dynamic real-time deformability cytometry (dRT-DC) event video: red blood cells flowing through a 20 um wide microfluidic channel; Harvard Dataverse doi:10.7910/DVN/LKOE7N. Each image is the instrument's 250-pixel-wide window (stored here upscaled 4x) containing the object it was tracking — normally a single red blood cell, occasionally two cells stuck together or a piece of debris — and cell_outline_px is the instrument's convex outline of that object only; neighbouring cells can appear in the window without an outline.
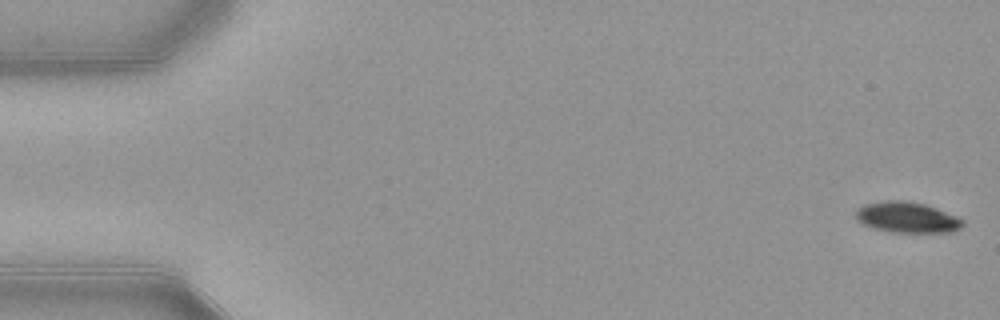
{"species": "common noctule bat (a hibernating species)", "species_latin": "Nyctalus noctula", "temperature_condition": "warm", "stored_images_in_passage": 53, "camera_frame_rate_fps": 3000, "um_per_image_px": 0.085, "animal": {"sex": "female", "body_mass_g": 21.9}, "frame": {"image": 1, "passage_image": 1, "time_ms": 0.0, "image_size_px": [1000, 320], "cell_outline_px": [[964, 224], [960, 228], [952, 232], [892, 232], [872, 228], [856, 220], [856, 212], [864, 204], [888, 200], [904, 200], [924, 204], [936, 208], [956, 216], [964, 220]], "centroid_in_image_um": [77.11, 18.48], "position_along_channel_um": 7.9, "area_um2": 19.07}}
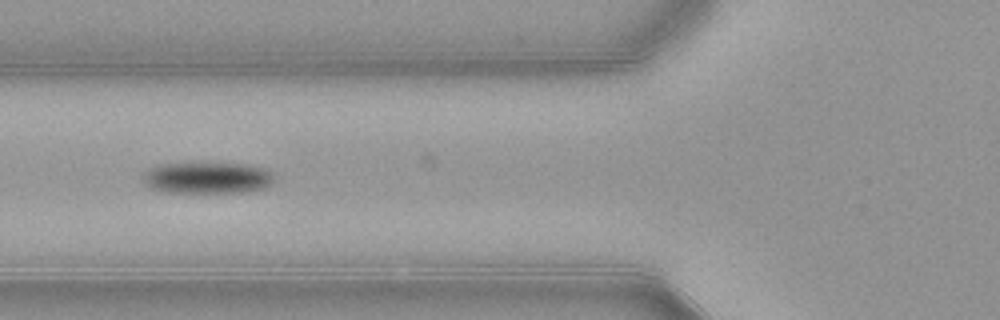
{"frame": {"image": 2, "passage_image": 20, "time_ms": 6.333, "image_size_px": [1000, 320], "cell_outline_px": [[272, 180], [264, 188], [244, 192], [164, 192], [152, 188], [144, 184], [140, 176], [148, 168], [160, 164], [248, 164], [264, 168], [272, 172]], "centroid_in_image_um": [17.55, 15.12], "position_along_channel_um": 108.2, "area_um2": 23.87}}
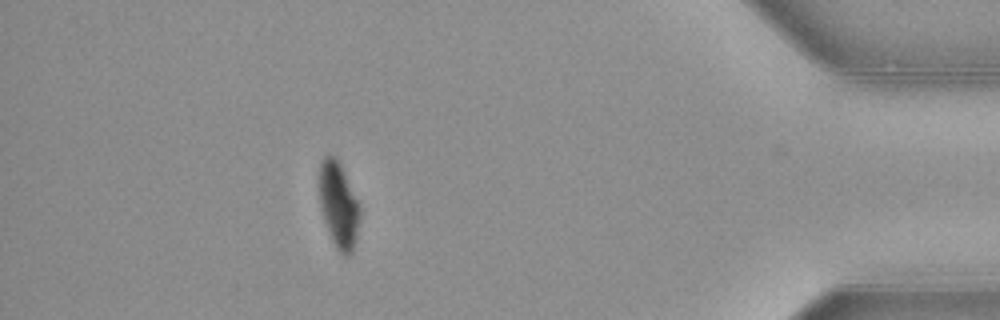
{"frame": {"image": 3, "passage_image": 47, "time_ms": 15.333, "image_size_px": [1000, 320], "cell_outline_px": [[360, 216], [356, 240], [352, 252], [348, 256], [344, 256], [336, 248], [328, 232], [324, 220], [320, 204], [320, 164], [324, 156], [332, 156], [340, 164], [360, 204]], "centroid_in_image_um": [28.8, 17.48], "position_along_channel_um": 406.4, "area_um2": 20.06}, "authors_computed_cell_mechanics": {"area_um2": 22.1952, "velocity_mm_per_s": 3.9041, "shape_relaxation_time_tau1_ms": 2.3785, "shape_relaxation_time_tau2_ms": null, "deformation_change_tau1": 0.1236, "deformation_change_tau2": null}}